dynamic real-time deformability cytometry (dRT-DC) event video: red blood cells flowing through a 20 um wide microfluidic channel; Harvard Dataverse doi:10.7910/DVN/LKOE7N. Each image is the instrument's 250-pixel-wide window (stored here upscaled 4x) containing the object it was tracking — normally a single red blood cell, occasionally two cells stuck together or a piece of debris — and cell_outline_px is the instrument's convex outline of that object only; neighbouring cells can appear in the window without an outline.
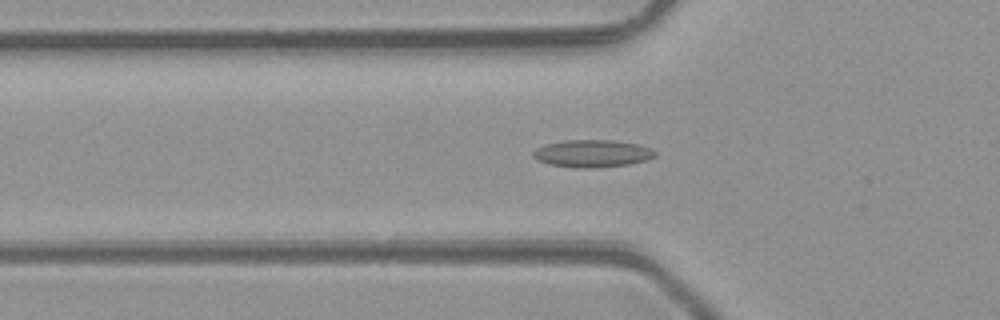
{"species": "common noctule bat (a hibernating species)", "species_latin": "Nyctalus noctula", "temperature_condition": "room temperature", "stored_images_in_passage": 43, "camera_frame_rate_fps": 3000, "um_per_image_px": 0.085, "animal": {"sex": "male", "body_mass_g": 23.1, "forearm_length_mm": 52.7}, "frame": {"image": 1, "passage_image": 11, "time_ms": 3.333, "image_size_px": [1000, 320], "cell_outline_px": [[656, 156], [648, 160], [628, 164], [596, 168], [572, 168], [548, 164], [536, 160], [532, 156], [532, 152], [536, 148], [548, 144], [564, 140], [612, 140], [640, 144], [652, 148], [656, 152]], "centroid_in_image_um": [50.36, 13.05], "position_along_channel_um": 75.4, "area_um2": 19.77}}
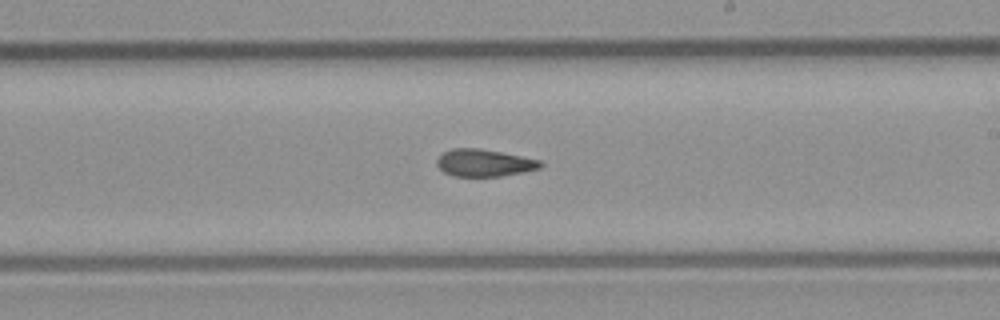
{"frame": {"image": 2, "passage_image": 23, "time_ms": 7.333, "image_size_px": [1000, 320], "cell_outline_px": [[544, 164], [540, 168], [500, 176], [452, 176], [444, 172], [436, 164], [436, 160], [444, 152], [452, 148], [480, 148], [540, 160]], "centroid_in_image_um": [41.13, 13.84], "position_along_channel_um": 247.9, "area_um2": 16.24}}
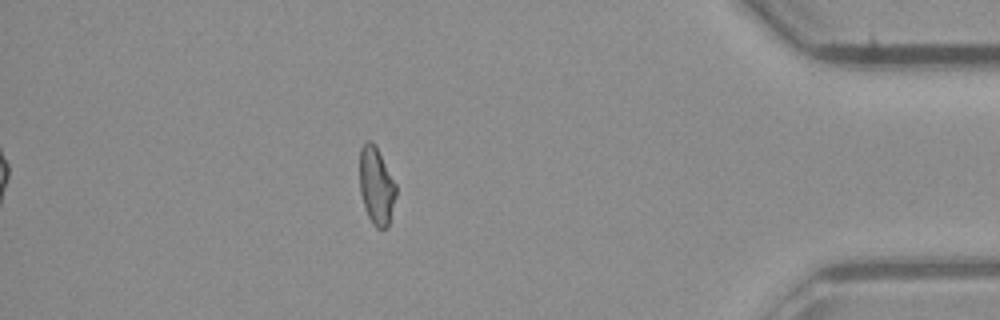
{"frame": {"image": 3, "passage_image": 37, "time_ms": 12.0, "image_size_px": [1000, 320], "cell_outline_px": [[396, 196], [388, 228], [376, 228], [372, 224], [368, 216], [360, 192], [360, 148], [368, 140], [372, 140], [396, 184]], "centroid_in_image_um": [31.99, 15.83], "position_along_channel_um": 403.2, "area_um2": 16.24}, "authors_computed_cell_mechanics": {"area_um2": 17.051, "velocity_mm_per_s": 4.2807, "shape_relaxation_time_tau1_ms": null, "shape_relaxation_time_tau2_ms": 4.5457, "deformation_change_tau1": null, "deformation_change_tau2": 0.1277}}